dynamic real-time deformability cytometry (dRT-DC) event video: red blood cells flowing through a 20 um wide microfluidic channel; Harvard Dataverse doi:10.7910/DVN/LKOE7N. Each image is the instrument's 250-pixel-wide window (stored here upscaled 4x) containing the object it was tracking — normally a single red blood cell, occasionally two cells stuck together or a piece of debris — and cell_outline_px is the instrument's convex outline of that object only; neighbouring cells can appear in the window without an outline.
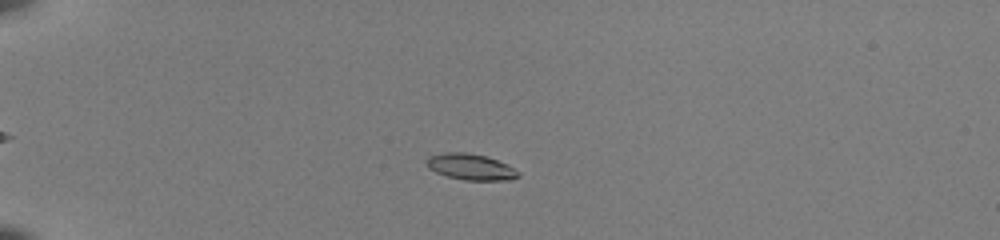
{"species": "common noctule bat (a hibernating species)", "species_latin": "Nyctalus noctula", "temperature_condition": "room temperature", "stored_images_in_passage": 47, "camera_frame_rate_fps": 3000, "um_per_image_px": 0.085, "animal": {"sex": "female", "body_mass_g": 22.0, "forearm_length_mm": 56.7}, "frame": {"image": 1, "passage_image": 15, "time_ms": 4.667, "image_size_px": [1000, 240], "cell_outline_px": [[520, 176], [512, 180], [464, 180], [448, 176], [436, 172], [428, 168], [424, 164], [424, 160], [428, 156], [444, 152], [468, 152], [484, 156], [508, 164], [520, 172]], "centroid_in_image_um": [39.98, 14.18], "position_along_channel_um": 45.0, "area_um2": 14.16}}
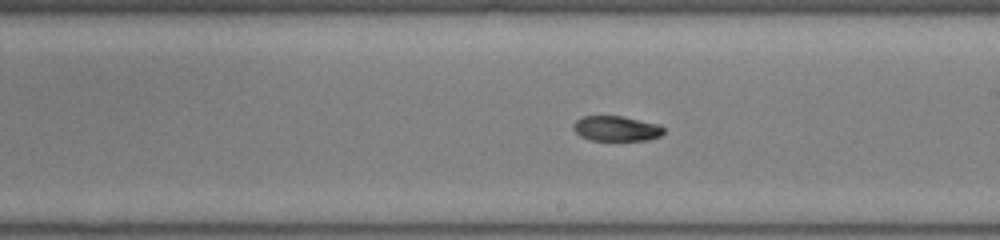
{"frame": {"image": 2, "passage_image": 33, "time_ms": 10.667, "image_size_px": [1000, 240], "cell_outline_px": [[664, 132], [660, 136], [648, 140], [588, 140], [580, 136], [572, 128], [572, 124], [576, 120], [584, 116], [620, 116], [660, 124], [664, 128]], "centroid_in_image_um": [52.38, 10.93], "position_along_channel_um": 236.6, "area_um2": 13.29}}
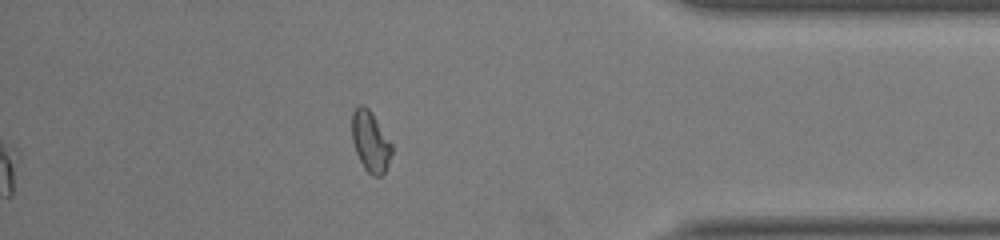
{"frame": {"image": 3, "passage_image": 47, "time_ms": 15.333, "image_size_px": [1000, 240], "cell_outline_px": [[392, 152], [388, 164], [384, 172], [380, 176], [372, 176], [364, 168], [356, 152], [352, 140], [352, 112], [356, 104], [364, 104], [372, 112], [392, 144]], "centroid_in_image_um": [31.47, 11.99], "position_along_channel_um": 403.7, "area_um2": 14.16}, "authors_computed_cell_mechanics": {"area_um2": 13.6986, "velocity_mm_per_s": 4.0075, "shape_relaxation_time_tau1_ms": null, "shape_relaxation_time_tau2_ms": 2.1178, "deformation_change_tau1": null, "deformation_change_tau2": 0.0608}}